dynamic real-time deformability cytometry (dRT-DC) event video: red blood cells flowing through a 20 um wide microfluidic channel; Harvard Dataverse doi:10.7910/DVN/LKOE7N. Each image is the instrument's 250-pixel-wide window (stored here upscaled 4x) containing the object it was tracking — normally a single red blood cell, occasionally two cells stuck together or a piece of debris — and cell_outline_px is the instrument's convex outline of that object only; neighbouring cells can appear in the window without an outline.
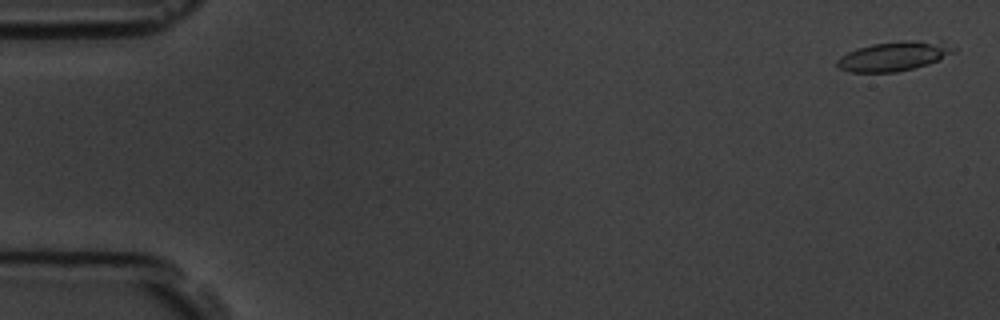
{"species": "common noctule bat (a hibernating species)", "species_latin": "Nyctalus noctula", "temperature_condition": "room temperature", "stored_images_in_passage": 6, "camera_frame_rate_fps": 3000, "um_per_image_px": 0.085, "animal": {"sex": "male", "body_mass_g": 19.5, "forearm_length_mm": 54.6}, "frame": {"image": 1, "passage_image": 1, "time_ms": 0.0, "image_size_px": [1000, 320], "cell_outline_px": [[956, 52], [928, 64], [896, 72], [848, 72], [840, 68], [836, 64], [836, 60], [840, 56], [856, 48], [872, 44], [904, 40], [940, 40], [956, 48]], "centroid_in_image_um": [76.0, 4.75], "position_along_channel_um": 9.0, "area_um2": 20.17}}
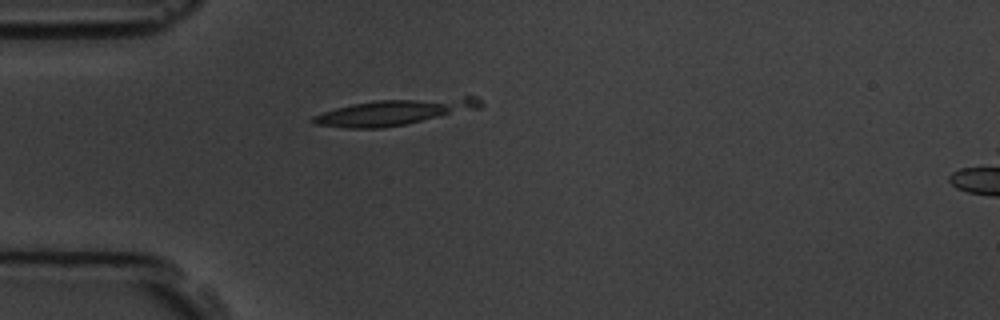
{"frame": {"image": 2, "passage_image": 5, "time_ms": 4.667, "image_size_px": [1000, 320], "cell_outline_px": [[484, 104], [480, 108], [408, 124], [380, 128], [344, 128], [312, 124], [308, 120], [312, 116], [336, 108], [352, 104], [376, 100], [464, 96], [476, 96]], "centroid_in_image_um": [33.54, 9.51], "position_along_channel_um": 51.5, "area_um2": 25.66}}